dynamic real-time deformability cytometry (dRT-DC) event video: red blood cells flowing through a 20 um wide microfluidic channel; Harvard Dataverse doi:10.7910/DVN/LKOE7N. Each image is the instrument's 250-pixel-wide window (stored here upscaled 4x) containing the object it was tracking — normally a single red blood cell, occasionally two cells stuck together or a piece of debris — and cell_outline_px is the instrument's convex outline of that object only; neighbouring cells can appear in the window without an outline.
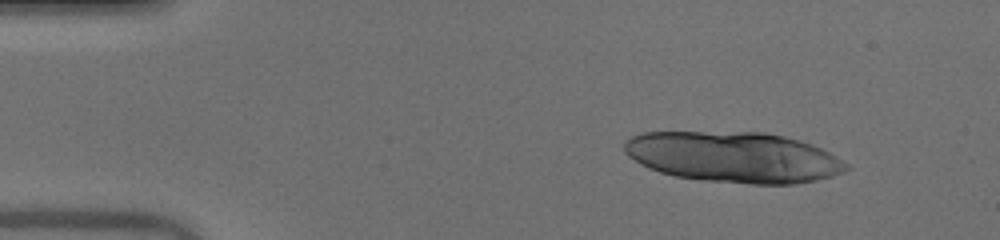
{"species": "human", "species_latin": "Homo sapiens", "temperature_condition": "warm", "stored_images_in_passage": 11, "camera_frame_rate_fps": 3000, "um_per_image_px": 0.085, "donor": {"sex": "male"}, "frame": {"image": 1, "passage_image": 1, "time_ms": 0.0, "image_size_px": [1000, 240], "cell_outline_px": [[852, 168], [844, 172], [832, 176], [816, 180], [796, 184], [752, 184], [704, 180], [676, 176], [660, 172], [648, 168], [640, 164], [628, 156], [624, 152], [624, 140], [640, 132], [764, 132], [784, 136], [800, 140], [820, 148], [836, 156], [848, 164]], "centroid_in_image_um": [62.36, 13.35], "position_along_channel_um": 22.6, "area_um2": 65.83}}